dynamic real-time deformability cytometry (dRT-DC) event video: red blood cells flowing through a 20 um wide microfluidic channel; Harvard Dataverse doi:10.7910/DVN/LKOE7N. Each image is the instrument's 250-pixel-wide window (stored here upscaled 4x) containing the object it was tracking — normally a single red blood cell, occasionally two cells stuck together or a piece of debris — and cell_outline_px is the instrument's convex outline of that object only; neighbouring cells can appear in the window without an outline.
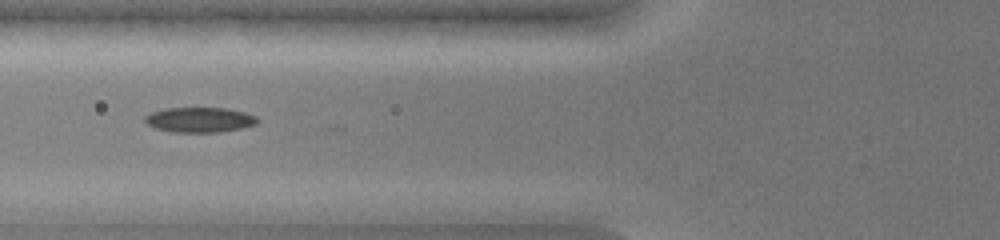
{"species": "common noctule bat (a hibernating species)", "species_latin": "Nyctalus noctula", "temperature_condition": "warm", "stored_images_in_passage": 52, "camera_frame_rate_fps": 3000, "um_per_image_px": 0.085, "animal": {"sex": "female", "body_mass_g": 19.0, "forearm_length_mm": 51.5}, "frame": {"image": 1, "passage_image": 24, "time_ms": 7.667, "image_size_px": [1000, 240], "cell_outline_px": [[260, 120], [256, 124], [240, 128], [220, 132], [172, 132], [152, 128], [144, 120], [144, 116], [152, 112], [164, 108], [228, 108], [244, 112], [256, 116]], "centroid_in_image_um": [16.95, 10.18], "position_along_channel_um": 108.9, "area_um2": 16.53}}
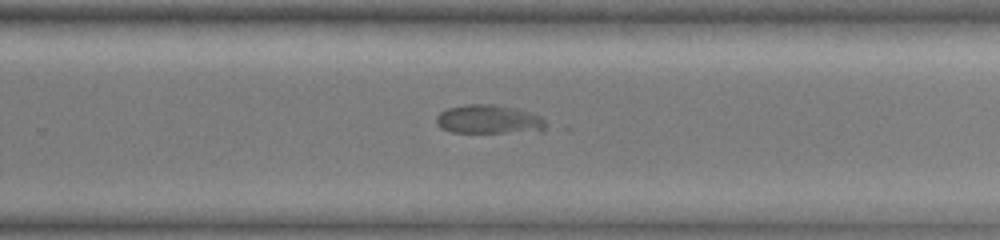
{"frame": {"image": 2, "passage_image": 38, "time_ms": 12.333, "image_size_px": [1000, 240], "cell_outline_px": [[544, 132], [452, 132], [440, 128], [436, 124], [436, 116], [440, 112], [448, 108], [464, 104], [496, 104], [516, 108], [540, 116], [544, 120]], "centroid_in_image_um": [41.53, 10.14], "position_along_channel_um": 288.3, "area_um2": 18.55}}
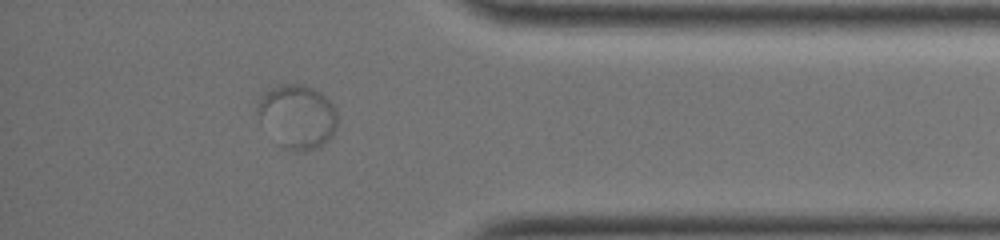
{"frame": {"image": 3, "passage_image": 48, "time_ms": 15.667, "image_size_px": [1000, 240], "cell_outline_px": [[336, 128], [332, 136], [324, 144], [316, 148], [304, 152], [284, 148], [280, 144], [260, 120], [256, 112], [256, 104], [264, 92], [272, 88], [284, 84], [304, 84], [320, 92], [332, 104], [336, 112]], "centroid_in_image_um": [25.27, 9.89], "position_along_channel_um": 409.9, "area_um2": 29.42}}